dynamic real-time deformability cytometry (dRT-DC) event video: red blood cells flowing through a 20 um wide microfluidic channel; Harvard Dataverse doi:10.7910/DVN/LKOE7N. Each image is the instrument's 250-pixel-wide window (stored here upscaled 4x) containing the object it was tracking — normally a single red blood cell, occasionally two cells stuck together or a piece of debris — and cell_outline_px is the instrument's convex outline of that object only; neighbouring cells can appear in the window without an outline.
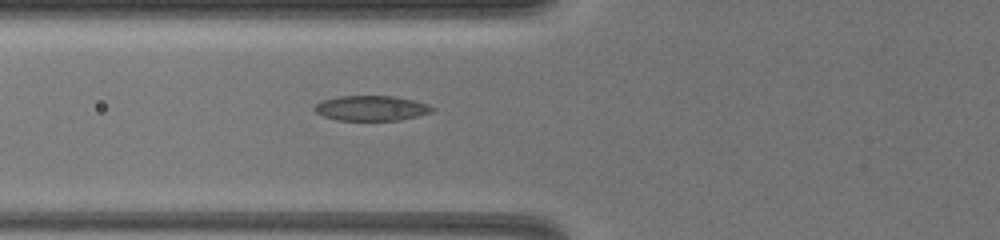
{"species": "common noctule bat (a hibernating species)", "species_latin": "Nyctalus noctula", "temperature_condition": "warm", "stored_images_in_passage": 31, "camera_frame_rate_fps": 3000, "um_per_image_px": 0.085, "animal": {"sex": "female", "body_mass_g": 19.5, "forearm_length_mm": 54.1}, "frame": {"image": 1, "passage_image": 9, "time_ms": 2.333, "image_size_px": [1000, 240], "cell_outline_px": [[436, 108], [432, 112], [400, 120], [336, 120], [324, 116], [316, 112], [312, 108], [316, 104], [324, 100], [336, 96], [392, 96], [412, 100], [428, 104]], "centroid_in_image_um": [31.55, 9.19], "position_along_channel_um": 94.2, "area_um2": 17.11}}
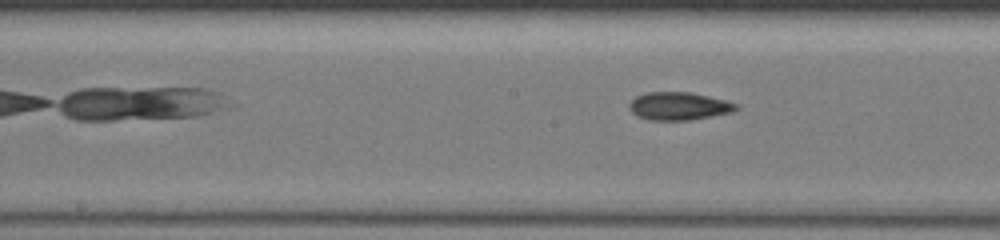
{"frame": {"image": 2, "passage_image": 16, "time_ms": 4.667, "image_size_px": [1000, 240], "cell_outline_px": [[740, 108], [732, 112], [692, 120], [648, 120], [636, 116], [628, 108], [628, 104], [636, 96], [648, 92], [688, 92], [708, 96], [740, 104]], "centroid_in_image_um": [57.7, 9.03], "position_along_channel_um": 190.5, "area_um2": 17.51}}
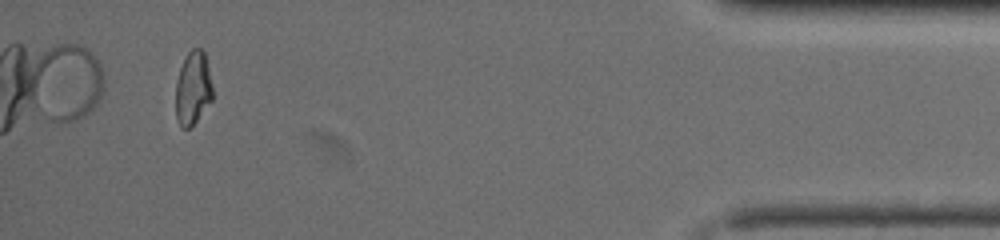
{"frame": {"image": 3, "passage_image": 30, "time_ms": 11.667, "image_size_px": [1000, 240], "cell_outline_px": [[212, 100], [196, 120], [188, 128], [180, 128], [176, 120], [176, 80], [180, 68], [188, 52], [192, 48], [200, 48], [204, 52], [212, 84]], "centroid_in_image_um": [16.38, 7.5], "position_along_channel_um": 418.8, "area_um2": 15.66}, "authors_computed_cell_mechanics": {"area_um2": 17.1666, "velocity_mm_per_s": 4.0964, "shape_relaxation_time_tau1_ms": 5.3972, "shape_relaxation_time_tau2_ms": 3.4211, "deformation_change_tau1": 0.1542, "deformation_change_tau2": 0.1053}}